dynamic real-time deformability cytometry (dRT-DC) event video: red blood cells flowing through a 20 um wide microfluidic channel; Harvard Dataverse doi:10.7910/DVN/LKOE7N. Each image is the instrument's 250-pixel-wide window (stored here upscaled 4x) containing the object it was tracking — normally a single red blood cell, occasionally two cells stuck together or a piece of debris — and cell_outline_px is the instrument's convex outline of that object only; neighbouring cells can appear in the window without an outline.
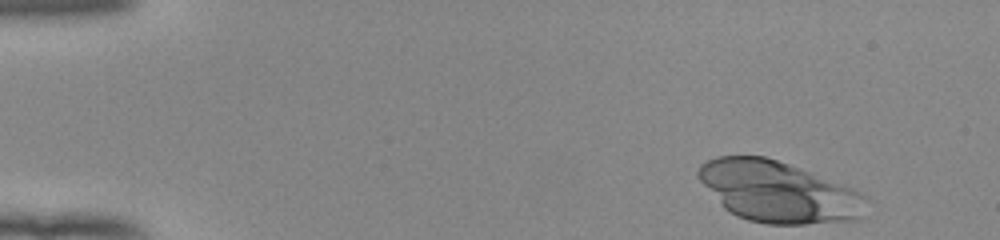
{"species": "human", "species_latin": "Homo sapiens", "temperature_condition": "room temperature", "stored_images_in_passage": 48, "camera_frame_rate_fps": 3000, "um_per_image_px": 0.085, "donor": {"sex": "female"}, "frame": {"image": 1, "passage_image": 1, "time_ms": 0.0, "image_size_px": [1000, 240], "cell_outline_px": [[868, 200], [864, 216], [860, 220], [804, 224], [768, 224], [748, 220], [736, 216], [724, 208], [696, 176], [696, 172], [700, 164], [716, 156], [764, 156], [812, 172], [852, 188], [860, 192]], "centroid_in_image_um": [66.18, 16.31], "position_along_channel_um": 18.8, "area_um2": 59.94}}